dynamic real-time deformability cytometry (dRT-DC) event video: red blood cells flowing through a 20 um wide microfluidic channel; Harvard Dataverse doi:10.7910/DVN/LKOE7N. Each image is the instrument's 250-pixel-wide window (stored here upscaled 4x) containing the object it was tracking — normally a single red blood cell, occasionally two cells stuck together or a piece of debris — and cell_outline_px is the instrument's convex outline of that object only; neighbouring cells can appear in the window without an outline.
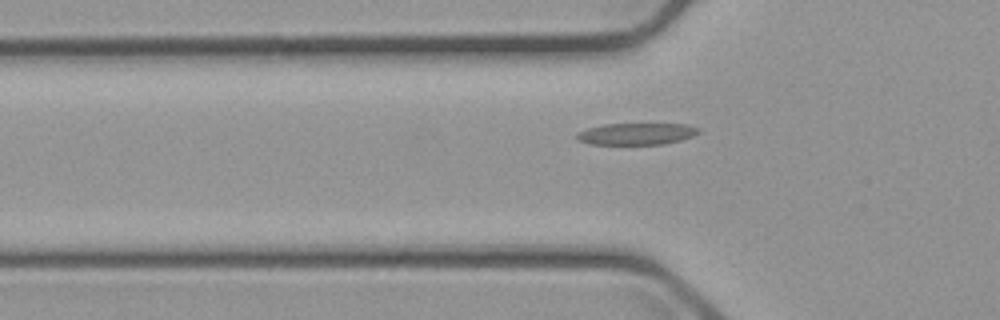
{"species": "common noctule bat (a hibernating species)", "species_latin": "Nyctalus noctula", "temperature_condition": "cold", "stored_images_in_passage": 3, "camera_frame_rate_fps": 3000, "um_per_image_px": 0.085, "animal": {"sex": "male", "body_mass_g": 23.1, "forearm_length_mm": 52.7}, "frame": {"image": 1, "passage_image": 3, "time_ms": 3.0, "image_size_px": [1000, 320], "cell_outline_px": [[700, 132], [692, 136], [680, 140], [664, 144], [588, 144], [576, 140], [576, 132], [588, 128], [604, 124], [688, 124], [696, 128]], "centroid_in_image_um": [54.04, 11.38], "position_along_channel_um": 71.8, "area_um2": 15.37}}